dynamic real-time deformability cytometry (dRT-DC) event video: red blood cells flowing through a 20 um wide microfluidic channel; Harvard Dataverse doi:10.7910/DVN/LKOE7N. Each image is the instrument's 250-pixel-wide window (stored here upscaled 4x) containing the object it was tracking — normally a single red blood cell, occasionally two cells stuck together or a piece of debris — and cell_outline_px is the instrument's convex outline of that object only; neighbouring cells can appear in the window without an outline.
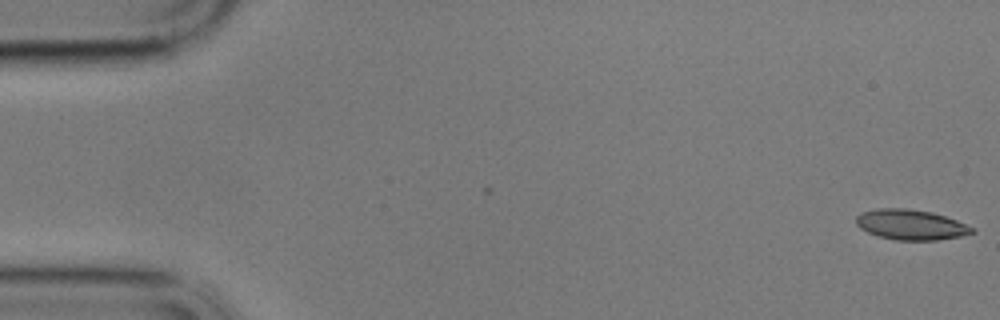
{"species": "common noctule bat (a hibernating species)", "species_latin": "Nyctalus noctula", "temperature_condition": "cold", "stored_images_in_passage": 4, "camera_frame_rate_fps": 3000, "um_per_image_px": 0.085, "animal": {"sex": "male", "body_mass_g": 17.9}, "frame": {"image": 1, "passage_image": 4, "time_ms": 1.0, "image_size_px": [1000, 320], "cell_outline_px": [[976, 232], [960, 236], [936, 240], [896, 240], [876, 236], [860, 228], [856, 224], [856, 216], [860, 212], [876, 208], [908, 208], [932, 212], [956, 220], [976, 228]], "centroid_in_image_um": [77.4, 19.09], "position_along_channel_um": 7.6, "area_um2": 20.63}}